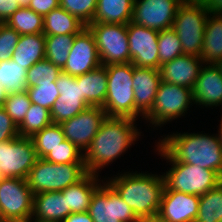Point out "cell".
I'll return each mask as SVG.
<instances>
[{"mask_svg":"<svg viewBox=\"0 0 222 222\" xmlns=\"http://www.w3.org/2000/svg\"><path fill=\"white\" fill-rule=\"evenodd\" d=\"M135 122L131 118L107 116L83 153L87 172L98 175L100 169L124 154L137 141L141 133Z\"/></svg>","mask_w":222,"mask_h":222,"instance_id":"cell-1","label":"cell"},{"mask_svg":"<svg viewBox=\"0 0 222 222\" xmlns=\"http://www.w3.org/2000/svg\"><path fill=\"white\" fill-rule=\"evenodd\" d=\"M157 143L177 162L213 170L222 177V144L217 134L177 132Z\"/></svg>","mask_w":222,"mask_h":222,"instance_id":"cell-2","label":"cell"},{"mask_svg":"<svg viewBox=\"0 0 222 222\" xmlns=\"http://www.w3.org/2000/svg\"><path fill=\"white\" fill-rule=\"evenodd\" d=\"M110 178L106 182L134 211L136 216L148 218L156 216L159 211L161 197L164 190L163 175L124 172Z\"/></svg>","mask_w":222,"mask_h":222,"instance_id":"cell-3","label":"cell"},{"mask_svg":"<svg viewBox=\"0 0 222 222\" xmlns=\"http://www.w3.org/2000/svg\"><path fill=\"white\" fill-rule=\"evenodd\" d=\"M156 146L158 154L166 158L170 165L172 163L171 168L163 174V191H179L201 196L222 183V177L217 172L193 164L177 162L158 143Z\"/></svg>","mask_w":222,"mask_h":222,"instance_id":"cell-4","label":"cell"},{"mask_svg":"<svg viewBox=\"0 0 222 222\" xmlns=\"http://www.w3.org/2000/svg\"><path fill=\"white\" fill-rule=\"evenodd\" d=\"M108 87L104 106L109 117H125L135 120L133 90L134 65L130 63L105 65Z\"/></svg>","mask_w":222,"mask_h":222,"instance_id":"cell-5","label":"cell"},{"mask_svg":"<svg viewBox=\"0 0 222 222\" xmlns=\"http://www.w3.org/2000/svg\"><path fill=\"white\" fill-rule=\"evenodd\" d=\"M208 15L202 1L184 0L178 6L172 29L180 39L183 54L201 56Z\"/></svg>","mask_w":222,"mask_h":222,"instance_id":"cell-6","label":"cell"},{"mask_svg":"<svg viewBox=\"0 0 222 222\" xmlns=\"http://www.w3.org/2000/svg\"><path fill=\"white\" fill-rule=\"evenodd\" d=\"M87 173L85 163L55 164L38 158L28 174L27 183L34 194L62 191Z\"/></svg>","mask_w":222,"mask_h":222,"instance_id":"cell-7","label":"cell"},{"mask_svg":"<svg viewBox=\"0 0 222 222\" xmlns=\"http://www.w3.org/2000/svg\"><path fill=\"white\" fill-rule=\"evenodd\" d=\"M192 102L194 103L192 89L161 81L153 107L144 118L150 120V124L155 127H161L185 116Z\"/></svg>","mask_w":222,"mask_h":222,"instance_id":"cell-8","label":"cell"},{"mask_svg":"<svg viewBox=\"0 0 222 222\" xmlns=\"http://www.w3.org/2000/svg\"><path fill=\"white\" fill-rule=\"evenodd\" d=\"M96 40L102 66L130 63L127 25L90 23L87 26Z\"/></svg>","mask_w":222,"mask_h":222,"instance_id":"cell-9","label":"cell"},{"mask_svg":"<svg viewBox=\"0 0 222 222\" xmlns=\"http://www.w3.org/2000/svg\"><path fill=\"white\" fill-rule=\"evenodd\" d=\"M37 159L31 138L18 136L0 143V178L27 179Z\"/></svg>","mask_w":222,"mask_h":222,"instance_id":"cell-10","label":"cell"},{"mask_svg":"<svg viewBox=\"0 0 222 222\" xmlns=\"http://www.w3.org/2000/svg\"><path fill=\"white\" fill-rule=\"evenodd\" d=\"M33 204L27 179L0 178V222L31 217Z\"/></svg>","mask_w":222,"mask_h":222,"instance_id":"cell-11","label":"cell"},{"mask_svg":"<svg viewBox=\"0 0 222 222\" xmlns=\"http://www.w3.org/2000/svg\"><path fill=\"white\" fill-rule=\"evenodd\" d=\"M94 192L88 213L94 222H138L140 219L118 193L103 180Z\"/></svg>","mask_w":222,"mask_h":222,"instance_id":"cell-12","label":"cell"},{"mask_svg":"<svg viewBox=\"0 0 222 222\" xmlns=\"http://www.w3.org/2000/svg\"><path fill=\"white\" fill-rule=\"evenodd\" d=\"M106 118L107 114L102 107L89 106L60 125L65 139L72 142L81 152H85Z\"/></svg>","mask_w":222,"mask_h":222,"instance_id":"cell-13","label":"cell"},{"mask_svg":"<svg viewBox=\"0 0 222 222\" xmlns=\"http://www.w3.org/2000/svg\"><path fill=\"white\" fill-rule=\"evenodd\" d=\"M158 34L159 31L131 21L127 24L129 54L134 66L159 70Z\"/></svg>","mask_w":222,"mask_h":222,"instance_id":"cell-14","label":"cell"},{"mask_svg":"<svg viewBox=\"0 0 222 222\" xmlns=\"http://www.w3.org/2000/svg\"><path fill=\"white\" fill-rule=\"evenodd\" d=\"M184 0H134L131 22L162 31L172 28L178 6Z\"/></svg>","mask_w":222,"mask_h":222,"instance_id":"cell-15","label":"cell"},{"mask_svg":"<svg viewBox=\"0 0 222 222\" xmlns=\"http://www.w3.org/2000/svg\"><path fill=\"white\" fill-rule=\"evenodd\" d=\"M56 87L60 95L50 110L54 124H61L89 107L86 99L81 95L80 85L75 76L61 72L58 75Z\"/></svg>","mask_w":222,"mask_h":222,"instance_id":"cell-16","label":"cell"},{"mask_svg":"<svg viewBox=\"0 0 222 222\" xmlns=\"http://www.w3.org/2000/svg\"><path fill=\"white\" fill-rule=\"evenodd\" d=\"M101 66L96 40L88 27L75 35L72 49L62 72L71 76L83 75Z\"/></svg>","mask_w":222,"mask_h":222,"instance_id":"cell-17","label":"cell"},{"mask_svg":"<svg viewBox=\"0 0 222 222\" xmlns=\"http://www.w3.org/2000/svg\"><path fill=\"white\" fill-rule=\"evenodd\" d=\"M199 198L179 191H163L157 215L168 222H195Z\"/></svg>","mask_w":222,"mask_h":222,"instance_id":"cell-18","label":"cell"},{"mask_svg":"<svg viewBox=\"0 0 222 222\" xmlns=\"http://www.w3.org/2000/svg\"><path fill=\"white\" fill-rule=\"evenodd\" d=\"M133 90L135 99V120L144 118L152 109L157 89L162 81L160 70L136 67L133 72Z\"/></svg>","mask_w":222,"mask_h":222,"instance_id":"cell-19","label":"cell"},{"mask_svg":"<svg viewBox=\"0 0 222 222\" xmlns=\"http://www.w3.org/2000/svg\"><path fill=\"white\" fill-rule=\"evenodd\" d=\"M204 61L195 55L182 54L161 65L163 82L194 89Z\"/></svg>","mask_w":222,"mask_h":222,"instance_id":"cell-20","label":"cell"},{"mask_svg":"<svg viewBox=\"0 0 222 222\" xmlns=\"http://www.w3.org/2000/svg\"><path fill=\"white\" fill-rule=\"evenodd\" d=\"M207 65V66H206ZM194 104L205 107L222 105V73L215 64H204L193 89Z\"/></svg>","mask_w":222,"mask_h":222,"instance_id":"cell-21","label":"cell"},{"mask_svg":"<svg viewBox=\"0 0 222 222\" xmlns=\"http://www.w3.org/2000/svg\"><path fill=\"white\" fill-rule=\"evenodd\" d=\"M99 181L98 175L88 172L77 183L61 191L67 202V216L88 211L94 192L101 186Z\"/></svg>","mask_w":222,"mask_h":222,"instance_id":"cell-22","label":"cell"},{"mask_svg":"<svg viewBox=\"0 0 222 222\" xmlns=\"http://www.w3.org/2000/svg\"><path fill=\"white\" fill-rule=\"evenodd\" d=\"M32 217L40 222H63L67 202L61 191L34 194Z\"/></svg>","mask_w":222,"mask_h":222,"instance_id":"cell-23","label":"cell"},{"mask_svg":"<svg viewBox=\"0 0 222 222\" xmlns=\"http://www.w3.org/2000/svg\"><path fill=\"white\" fill-rule=\"evenodd\" d=\"M81 95L89 106L103 107L107 94L108 79L105 66H99L90 72L76 76Z\"/></svg>","mask_w":222,"mask_h":222,"instance_id":"cell-24","label":"cell"},{"mask_svg":"<svg viewBox=\"0 0 222 222\" xmlns=\"http://www.w3.org/2000/svg\"><path fill=\"white\" fill-rule=\"evenodd\" d=\"M45 35L43 33L20 35L11 59L28 70L45 59Z\"/></svg>","mask_w":222,"mask_h":222,"instance_id":"cell-25","label":"cell"},{"mask_svg":"<svg viewBox=\"0 0 222 222\" xmlns=\"http://www.w3.org/2000/svg\"><path fill=\"white\" fill-rule=\"evenodd\" d=\"M133 8L134 0H98L92 23L127 25Z\"/></svg>","mask_w":222,"mask_h":222,"instance_id":"cell-26","label":"cell"},{"mask_svg":"<svg viewBox=\"0 0 222 222\" xmlns=\"http://www.w3.org/2000/svg\"><path fill=\"white\" fill-rule=\"evenodd\" d=\"M200 58L206 64H216L222 59V15L209 13Z\"/></svg>","mask_w":222,"mask_h":222,"instance_id":"cell-27","label":"cell"},{"mask_svg":"<svg viewBox=\"0 0 222 222\" xmlns=\"http://www.w3.org/2000/svg\"><path fill=\"white\" fill-rule=\"evenodd\" d=\"M43 34L49 35H77L85 27L78 18L61 7L50 11L43 17Z\"/></svg>","mask_w":222,"mask_h":222,"instance_id":"cell-28","label":"cell"},{"mask_svg":"<svg viewBox=\"0 0 222 222\" xmlns=\"http://www.w3.org/2000/svg\"><path fill=\"white\" fill-rule=\"evenodd\" d=\"M43 16L29 7H20L5 22L20 35L43 33Z\"/></svg>","mask_w":222,"mask_h":222,"instance_id":"cell-29","label":"cell"},{"mask_svg":"<svg viewBox=\"0 0 222 222\" xmlns=\"http://www.w3.org/2000/svg\"><path fill=\"white\" fill-rule=\"evenodd\" d=\"M195 222H222V183L200 196Z\"/></svg>","mask_w":222,"mask_h":222,"instance_id":"cell-30","label":"cell"},{"mask_svg":"<svg viewBox=\"0 0 222 222\" xmlns=\"http://www.w3.org/2000/svg\"><path fill=\"white\" fill-rule=\"evenodd\" d=\"M74 38L75 35L71 34L45 36V58L62 70L72 49Z\"/></svg>","mask_w":222,"mask_h":222,"instance_id":"cell-31","label":"cell"},{"mask_svg":"<svg viewBox=\"0 0 222 222\" xmlns=\"http://www.w3.org/2000/svg\"><path fill=\"white\" fill-rule=\"evenodd\" d=\"M27 71L12 59L0 62V84L4 86L7 93L26 92Z\"/></svg>","mask_w":222,"mask_h":222,"instance_id":"cell-32","label":"cell"},{"mask_svg":"<svg viewBox=\"0 0 222 222\" xmlns=\"http://www.w3.org/2000/svg\"><path fill=\"white\" fill-rule=\"evenodd\" d=\"M50 110L38 104H31L22 123L18 126L20 137L31 138L44 127L51 125Z\"/></svg>","mask_w":222,"mask_h":222,"instance_id":"cell-33","label":"cell"},{"mask_svg":"<svg viewBox=\"0 0 222 222\" xmlns=\"http://www.w3.org/2000/svg\"><path fill=\"white\" fill-rule=\"evenodd\" d=\"M31 140L38 158H43L66 139L61 125L52 123L33 135Z\"/></svg>","mask_w":222,"mask_h":222,"instance_id":"cell-34","label":"cell"},{"mask_svg":"<svg viewBox=\"0 0 222 222\" xmlns=\"http://www.w3.org/2000/svg\"><path fill=\"white\" fill-rule=\"evenodd\" d=\"M158 49L159 70L161 65L183 54L180 39L172 28L159 31Z\"/></svg>","mask_w":222,"mask_h":222,"instance_id":"cell-35","label":"cell"},{"mask_svg":"<svg viewBox=\"0 0 222 222\" xmlns=\"http://www.w3.org/2000/svg\"><path fill=\"white\" fill-rule=\"evenodd\" d=\"M62 70L46 58L32 65L26 76L27 87L39 86V83L56 82Z\"/></svg>","mask_w":222,"mask_h":222,"instance_id":"cell-36","label":"cell"},{"mask_svg":"<svg viewBox=\"0 0 222 222\" xmlns=\"http://www.w3.org/2000/svg\"><path fill=\"white\" fill-rule=\"evenodd\" d=\"M55 164L84 163L83 152L67 139L43 157Z\"/></svg>","mask_w":222,"mask_h":222,"instance_id":"cell-37","label":"cell"},{"mask_svg":"<svg viewBox=\"0 0 222 222\" xmlns=\"http://www.w3.org/2000/svg\"><path fill=\"white\" fill-rule=\"evenodd\" d=\"M98 0H60L59 7L88 26L92 23Z\"/></svg>","mask_w":222,"mask_h":222,"instance_id":"cell-38","label":"cell"},{"mask_svg":"<svg viewBox=\"0 0 222 222\" xmlns=\"http://www.w3.org/2000/svg\"><path fill=\"white\" fill-rule=\"evenodd\" d=\"M26 92L32 104H38L49 110L60 95L56 82L39 83V86L27 87Z\"/></svg>","mask_w":222,"mask_h":222,"instance_id":"cell-39","label":"cell"},{"mask_svg":"<svg viewBox=\"0 0 222 222\" xmlns=\"http://www.w3.org/2000/svg\"><path fill=\"white\" fill-rule=\"evenodd\" d=\"M31 104L27 92L10 93L5 100L3 107L14 123L19 126L25 118Z\"/></svg>","mask_w":222,"mask_h":222,"instance_id":"cell-40","label":"cell"},{"mask_svg":"<svg viewBox=\"0 0 222 222\" xmlns=\"http://www.w3.org/2000/svg\"><path fill=\"white\" fill-rule=\"evenodd\" d=\"M20 34L5 23H0V62L11 60Z\"/></svg>","mask_w":222,"mask_h":222,"instance_id":"cell-41","label":"cell"},{"mask_svg":"<svg viewBox=\"0 0 222 222\" xmlns=\"http://www.w3.org/2000/svg\"><path fill=\"white\" fill-rule=\"evenodd\" d=\"M19 136L18 126L7 114L4 107H0V143Z\"/></svg>","mask_w":222,"mask_h":222,"instance_id":"cell-42","label":"cell"},{"mask_svg":"<svg viewBox=\"0 0 222 222\" xmlns=\"http://www.w3.org/2000/svg\"><path fill=\"white\" fill-rule=\"evenodd\" d=\"M60 0H31L28 7L41 16L59 7Z\"/></svg>","mask_w":222,"mask_h":222,"instance_id":"cell-43","label":"cell"},{"mask_svg":"<svg viewBox=\"0 0 222 222\" xmlns=\"http://www.w3.org/2000/svg\"><path fill=\"white\" fill-rule=\"evenodd\" d=\"M19 8L16 0H0V23H5Z\"/></svg>","mask_w":222,"mask_h":222,"instance_id":"cell-44","label":"cell"},{"mask_svg":"<svg viewBox=\"0 0 222 222\" xmlns=\"http://www.w3.org/2000/svg\"><path fill=\"white\" fill-rule=\"evenodd\" d=\"M63 222H94L87 211L80 213H70Z\"/></svg>","mask_w":222,"mask_h":222,"instance_id":"cell-45","label":"cell"},{"mask_svg":"<svg viewBox=\"0 0 222 222\" xmlns=\"http://www.w3.org/2000/svg\"><path fill=\"white\" fill-rule=\"evenodd\" d=\"M209 13L222 15V0H202Z\"/></svg>","mask_w":222,"mask_h":222,"instance_id":"cell-46","label":"cell"},{"mask_svg":"<svg viewBox=\"0 0 222 222\" xmlns=\"http://www.w3.org/2000/svg\"><path fill=\"white\" fill-rule=\"evenodd\" d=\"M8 96V93L6 91V89L4 88V86L2 84H0V107L4 106V102L6 100Z\"/></svg>","mask_w":222,"mask_h":222,"instance_id":"cell-47","label":"cell"},{"mask_svg":"<svg viewBox=\"0 0 222 222\" xmlns=\"http://www.w3.org/2000/svg\"><path fill=\"white\" fill-rule=\"evenodd\" d=\"M138 222H168V221L163 220L158 215H156L148 218H141Z\"/></svg>","mask_w":222,"mask_h":222,"instance_id":"cell-48","label":"cell"},{"mask_svg":"<svg viewBox=\"0 0 222 222\" xmlns=\"http://www.w3.org/2000/svg\"><path fill=\"white\" fill-rule=\"evenodd\" d=\"M5 222H37V220L31 216L25 219H11Z\"/></svg>","mask_w":222,"mask_h":222,"instance_id":"cell-49","label":"cell"},{"mask_svg":"<svg viewBox=\"0 0 222 222\" xmlns=\"http://www.w3.org/2000/svg\"><path fill=\"white\" fill-rule=\"evenodd\" d=\"M20 7H28L31 0H16Z\"/></svg>","mask_w":222,"mask_h":222,"instance_id":"cell-50","label":"cell"},{"mask_svg":"<svg viewBox=\"0 0 222 222\" xmlns=\"http://www.w3.org/2000/svg\"><path fill=\"white\" fill-rule=\"evenodd\" d=\"M220 127H219V133L217 134L220 140V143L222 144V118H221V122H220Z\"/></svg>","mask_w":222,"mask_h":222,"instance_id":"cell-51","label":"cell"},{"mask_svg":"<svg viewBox=\"0 0 222 222\" xmlns=\"http://www.w3.org/2000/svg\"><path fill=\"white\" fill-rule=\"evenodd\" d=\"M215 65L219 68L220 72L222 73V59L219 60Z\"/></svg>","mask_w":222,"mask_h":222,"instance_id":"cell-52","label":"cell"}]
</instances>
